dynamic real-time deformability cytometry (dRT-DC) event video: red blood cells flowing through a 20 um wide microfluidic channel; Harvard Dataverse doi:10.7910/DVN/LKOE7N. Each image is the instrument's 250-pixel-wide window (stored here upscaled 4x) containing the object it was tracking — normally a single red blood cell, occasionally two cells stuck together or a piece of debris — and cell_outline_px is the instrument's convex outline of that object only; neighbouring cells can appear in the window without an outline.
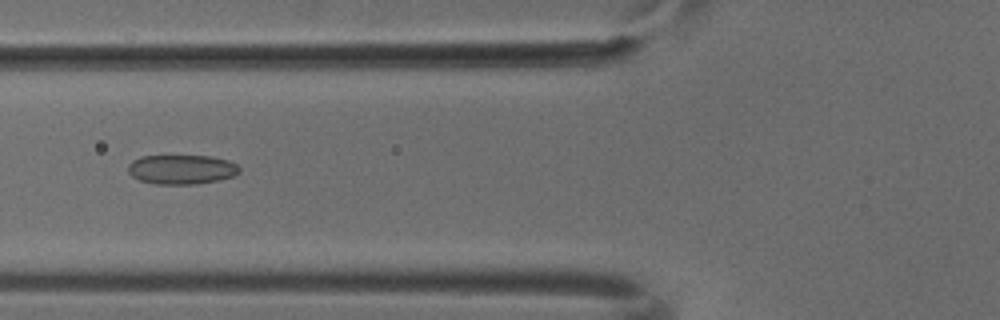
{"species": "common noctule bat (a hibernating species)", "species_latin": "Nyctalus noctula", "temperature_condition": "cold", "stored_images_in_passage": 6, "camera_frame_rate_fps": 3000, "um_per_image_px": 0.085, "animal": {"sex": "male", "body_mass_g": 18.8}, "frame": {"image": 1, "passage_image": 5, "time_ms": 1.333, "image_size_px": [1000, 320], "cell_outline_px": [[240, 172], [232, 176], [220, 180], [196, 184], [156, 184], [140, 180], [132, 176], [128, 172], [128, 164], [132, 160], [140, 156], [212, 156], [228, 160], [236, 164], [240, 168]], "centroid_in_image_um": [15.43, 14.4], "position_along_channel_um": 110.4, "area_um2": 19.19}}
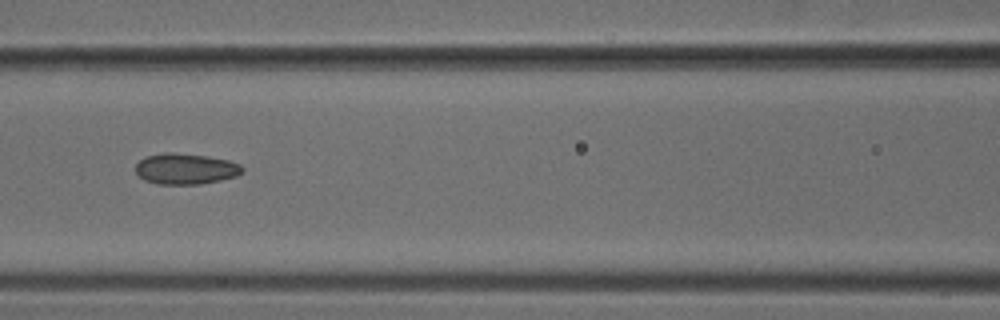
{"frame": {"image": 2, "passage_image": 6, "time_ms": 1.667, "image_size_px": [1000, 320], "cell_outline_px": [[244, 172], [236, 176], [220, 180], [200, 184], [160, 184], [144, 180], [136, 172], [136, 164], [144, 156], [164, 152], [172, 152], [208, 156], [228, 160], [240, 164], [244, 168]], "centroid_in_image_um": [15.78, 14.34], "position_along_channel_um": 150.8, "area_um2": 19.31}}